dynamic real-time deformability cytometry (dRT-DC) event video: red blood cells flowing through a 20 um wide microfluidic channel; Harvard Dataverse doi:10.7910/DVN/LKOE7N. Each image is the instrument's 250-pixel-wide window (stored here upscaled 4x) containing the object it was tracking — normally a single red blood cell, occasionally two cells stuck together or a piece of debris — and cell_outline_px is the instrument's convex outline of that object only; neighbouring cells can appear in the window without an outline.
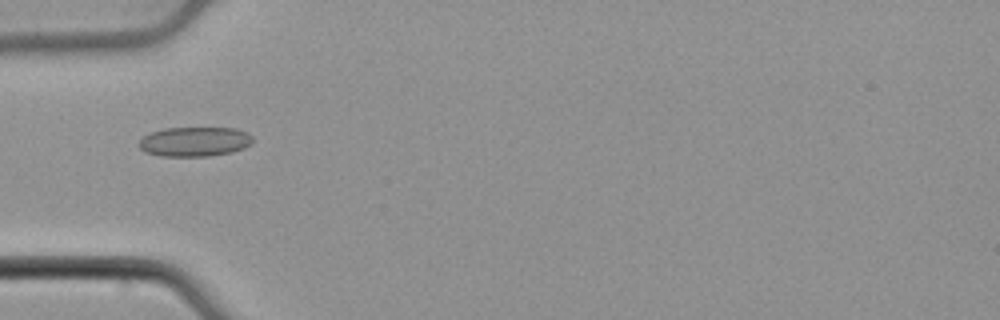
{"species": "common noctule bat (a hibernating species)", "species_latin": "Nyctalus noctula", "temperature_condition": "cold", "stored_images_in_passage": 51, "camera_frame_rate_fps": 3000, "um_per_image_px": 0.085, "animal": {"sex": "male", "body_mass_g": 21.5, "forearm_length_mm": 52.0}, "frame": {"image": 1, "passage_image": 15, "time_ms": 4.667, "image_size_px": [1000, 320], "cell_outline_px": [[252, 144], [244, 148], [232, 152], [208, 156], [160, 156], [144, 152], [140, 148], [140, 140], [144, 136], [152, 132], [164, 128], [236, 128], [248, 132], [252, 136]], "centroid_in_image_um": [16.57, 12.04], "position_along_channel_um": 68.4, "area_um2": 19.65}}
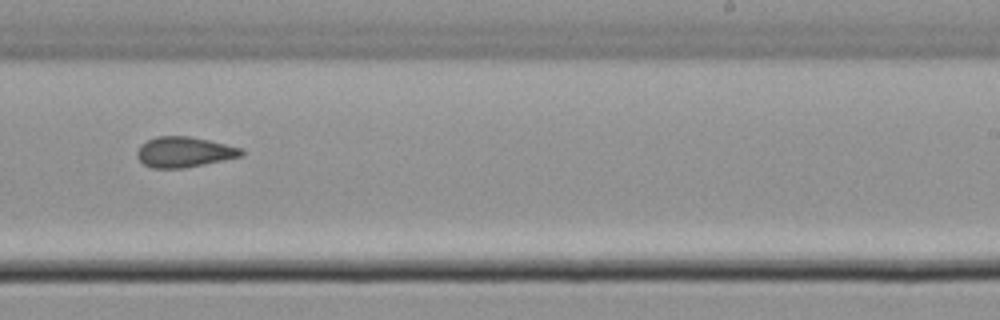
{"frame": {"image": 2, "passage_image": 31, "time_ms": 10.0, "image_size_px": [1000, 320], "cell_outline_px": [[244, 156], [184, 168], [152, 168], [144, 164], [136, 156], [136, 152], [140, 144], [156, 136], [188, 136], [208, 140], [244, 148]], "centroid_in_image_um": [15.67, 12.92], "position_along_channel_um": 273.3, "area_um2": 18.61}}
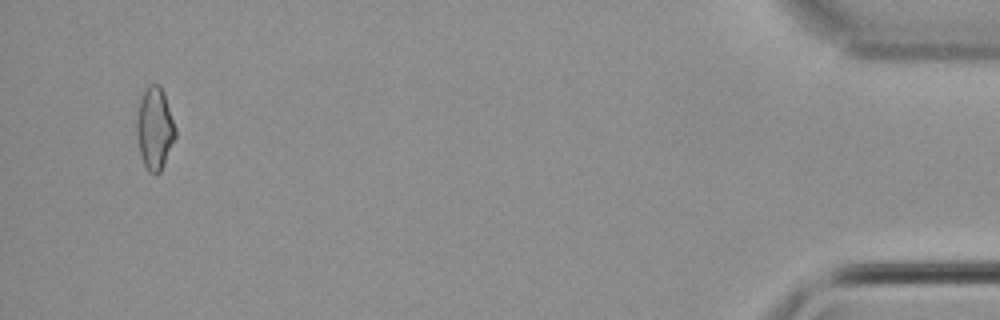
{"frame": {"image": 3, "passage_image": 49, "time_ms": 16.0, "image_size_px": [1000, 320], "cell_outline_px": [[176, 136], [164, 164], [160, 172], [156, 176], [148, 172], [140, 156], [136, 136], [136, 112], [144, 88], [148, 84], [160, 84], [164, 92], [176, 128]], "centroid_in_image_um": [13.13, 10.91], "position_along_channel_um": 422.1, "area_um2": 19.02}, "authors_computed_cell_mechanics": {"area_um2": 18.6116, "velocity_mm_per_s": 3.8539, "shape_relaxation_time_tau1_ms": null, "shape_relaxation_time_tau2_ms": 3.1974, "deformation_change_tau1": null, "deformation_change_tau2": 0.0881}}